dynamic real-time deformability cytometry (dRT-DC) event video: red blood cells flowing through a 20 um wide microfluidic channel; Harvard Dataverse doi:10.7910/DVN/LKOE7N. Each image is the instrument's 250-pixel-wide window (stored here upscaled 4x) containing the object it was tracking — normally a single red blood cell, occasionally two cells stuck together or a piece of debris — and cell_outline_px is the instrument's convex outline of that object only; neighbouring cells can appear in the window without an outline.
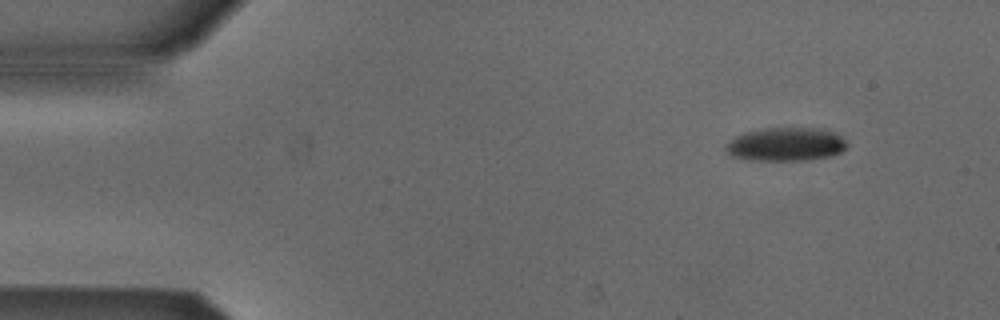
{"species": "Egyptian fruit bat (a non-hibernating species)", "species_latin": "Rousettus aegyptiacus", "temperature_condition": "cold", "stored_images_in_passage": 7, "camera_frame_rate_fps": 3000, "um_per_image_px": 0.085, "animal": {"sex": "male"}, "frame": {"image": 1, "passage_image": 1, "time_ms": 0.0, "image_size_px": [1000, 320], "cell_outline_px": [[848, 144], [840, 152], [832, 156], [808, 160], [748, 160], [732, 156], [724, 148], [736, 136], [748, 132], [768, 128], [824, 128], [840, 136]], "centroid_in_image_um": [66.83, 12.27], "position_along_channel_um": 18.2, "area_um2": 23.41}}